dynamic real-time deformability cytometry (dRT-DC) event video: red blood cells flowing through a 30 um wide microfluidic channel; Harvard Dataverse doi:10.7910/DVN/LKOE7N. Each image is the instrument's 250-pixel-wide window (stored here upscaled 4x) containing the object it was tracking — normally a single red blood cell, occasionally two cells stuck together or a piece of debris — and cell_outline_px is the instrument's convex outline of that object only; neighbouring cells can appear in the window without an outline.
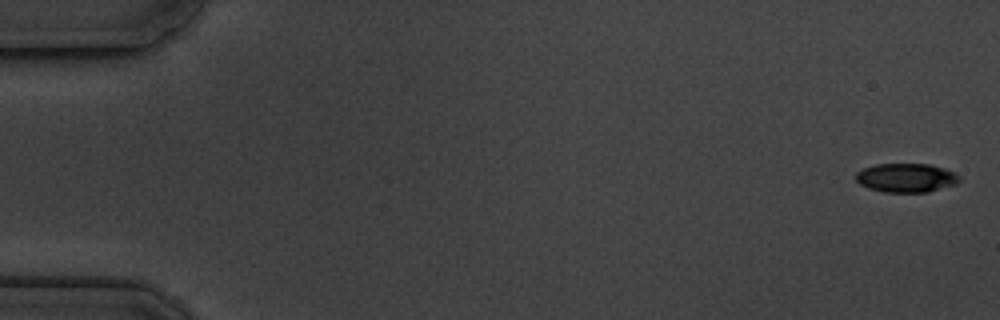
{"species": "common noctule bat (a hibernating species)", "species_latin": "Nyctalus noctula", "temperature_condition": "cold", "stored_images_in_passage": 5, "camera_frame_rate_fps": 3000, "um_per_image_px": 0.085, "animal": {"sex": "male", "body_mass_g": 19.5, "forearm_length_mm": 54.6}, "frame": {"image": 1, "passage_image": 1, "time_ms": 0.0, "image_size_px": [1000, 320], "cell_outline_px": [[960, 180], [956, 184], [928, 192], [884, 192], [868, 188], [860, 184], [852, 176], [856, 172], [864, 168], [876, 164], [928, 164], [944, 168], [956, 172], [960, 176]], "centroid_in_image_um": [77.02, 15.11], "position_along_channel_um": 8.0, "area_um2": 17.63}}
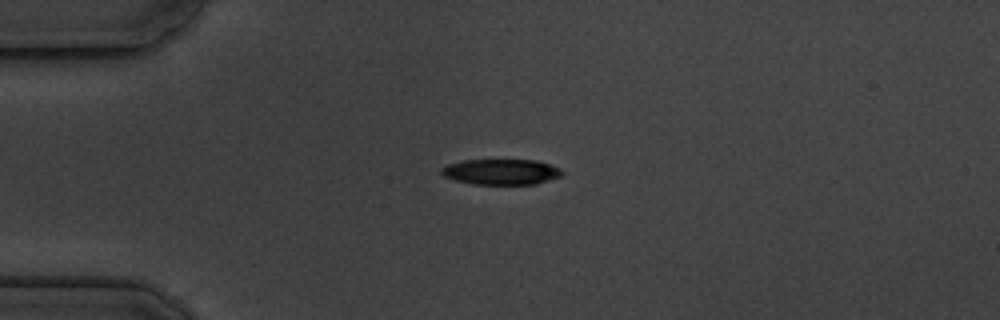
{"frame": {"image": 2, "passage_image": 4, "time_ms": 4.333, "image_size_px": [1000, 320], "cell_outline_px": [[564, 172], [560, 176], [536, 184], [472, 184], [456, 180], [444, 176], [440, 172], [440, 168], [444, 164], [464, 160], [536, 160], [552, 164], [560, 168]], "centroid_in_image_um": [42.58, 14.59], "position_along_channel_um": 42.4, "area_um2": 18.15}}